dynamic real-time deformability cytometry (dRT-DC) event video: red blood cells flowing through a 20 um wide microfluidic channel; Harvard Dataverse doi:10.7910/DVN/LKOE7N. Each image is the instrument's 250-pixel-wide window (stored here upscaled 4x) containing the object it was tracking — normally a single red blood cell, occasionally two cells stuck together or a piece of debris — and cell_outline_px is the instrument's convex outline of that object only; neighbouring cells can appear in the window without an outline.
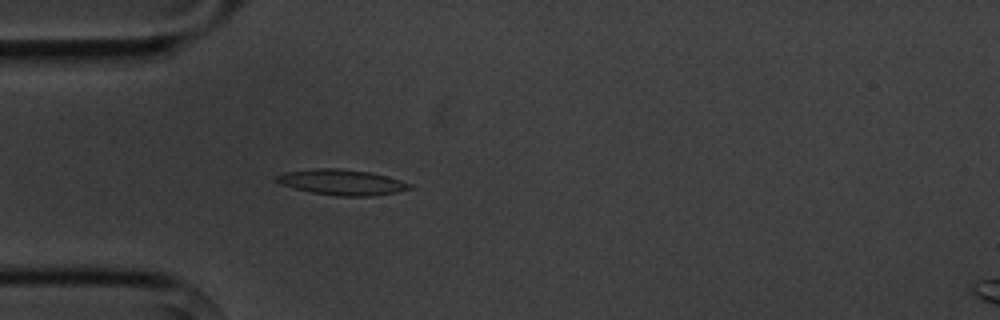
{"species": "common noctule bat (a hibernating species)", "species_latin": "Nyctalus noctula", "temperature_condition": "cold", "stored_images_in_passage": 4, "camera_frame_rate_fps": 3000, "um_per_image_px": 0.085, "animal": {"sex": "male", "body_mass_g": 20.1, "forearm_length_mm": 53.5}, "frame": {"image": 1, "passage_image": 4, "time_ms": 4.333, "image_size_px": [1000, 320], "cell_outline_px": [[412, 188], [396, 192], [372, 196], [336, 196], [312, 192], [280, 184], [276, 180], [276, 176], [284, 172], [316, 168], [340, 168], [372, 172], [388, 176], [412, 184]], "centroid_in_image_um": [29.08, 15.48], "position_along_channel_um": 55.9, "area_um2": 19.83}}